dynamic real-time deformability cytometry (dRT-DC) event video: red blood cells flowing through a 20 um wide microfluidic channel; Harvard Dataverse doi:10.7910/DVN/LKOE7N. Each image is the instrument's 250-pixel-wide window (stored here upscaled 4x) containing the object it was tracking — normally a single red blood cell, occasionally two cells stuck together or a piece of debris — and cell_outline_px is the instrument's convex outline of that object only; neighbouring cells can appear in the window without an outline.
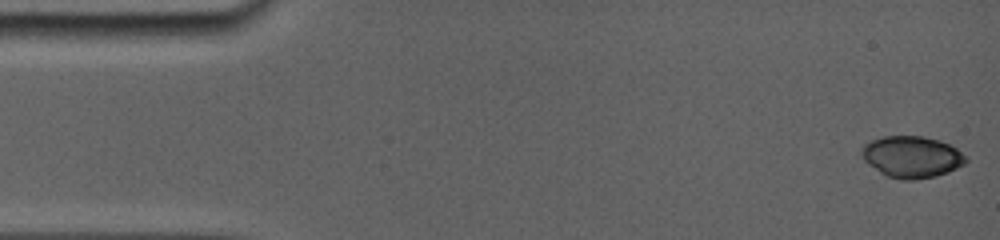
{"species": "common noctule bat (a hibernating species)", "species_latin": "Nyctalus noctula", "temperature_condition": "room temperature", "stored_images_in_passage": 7, "camera_frame_rate_fps": 5000, "um_per_image_px": 0.085, "animal": {"sex": "female", "body_mass_g": 19.0, "forearm_length_mm": 56.7}, "frame": {"image": 1, "passage_image": 1, "time_ms": 0.0, "image_size_px": [1000, 240], "cell_outline_px": [[968, 160], [964, 164], [948, 172], [936, 176], [912, 180], [904, 180], [888, 176], [880, 172], [868, 164], [864, 160], [860, 152], [860, 148], [864, 144], [880, 136], [924, 136], [940, 140], [956, 148]], "centroid_in_image_um": [77.47, 13.32], "position_along_channel_um": 7.5, "area_um2": 25.26}}
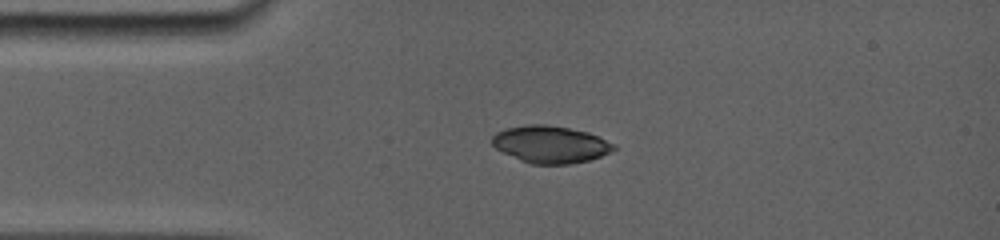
{"frame": {"image": 2, "passage_image": 6, "time_ms": 3.4, "image_size_px": [1000, 240], "cell_outline_px": [[616, 148], [600, 156], [588, 160], [572, 164], [532, 164], [520, 160], [496, 148], [492, 144], [492, 136], [496, 132], [508, 128], [528, 124], [544, 124], [568, 128], [588, 132], [616, 144]], "centroid_in_image_um": [46.79, 12.27], "position_along_channel_um": 38.2, "area_um2": 26.13}}